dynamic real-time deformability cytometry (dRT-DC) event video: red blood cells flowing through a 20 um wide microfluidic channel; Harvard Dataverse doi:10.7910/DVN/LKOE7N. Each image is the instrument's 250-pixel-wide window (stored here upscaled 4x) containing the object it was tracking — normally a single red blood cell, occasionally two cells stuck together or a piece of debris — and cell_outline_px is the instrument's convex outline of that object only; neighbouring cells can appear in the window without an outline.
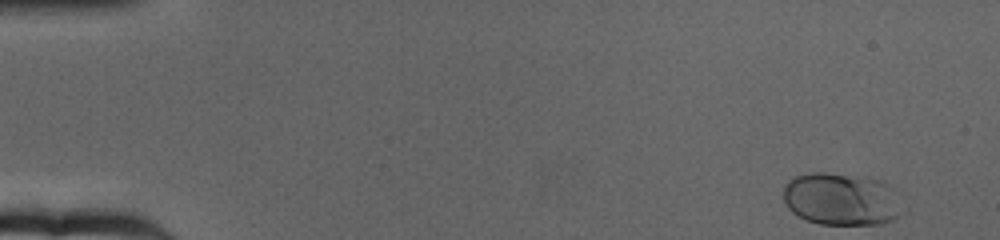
{"species": "human", "species_latin": "Homo sapiens", "temperature_condition": "cold", "stored_images_in_passage": 62, "camera_frame_rate_fps": 3000, "um_per_image_px": 0.085, "donor": {"sex": "female"}, "frame": {"image": 1, "passage_image": 1, "time_ms": 0.0, "image_size_px": [1000, 240], "cell_outline_px": [[908, 212], [896, 220], [880, 224], [820, 224], [796, 216], [788, 208], [784, 200], [784, 184], [788, 180], [796, 176], [812, 172], [824, 172], [872, 176], [888, 184], [892, 188], [908, 208]], "centroid_in_image_um": [71.63, 16.92], "position_along_channel_um": 13.4, "area_um2": 37.8}}
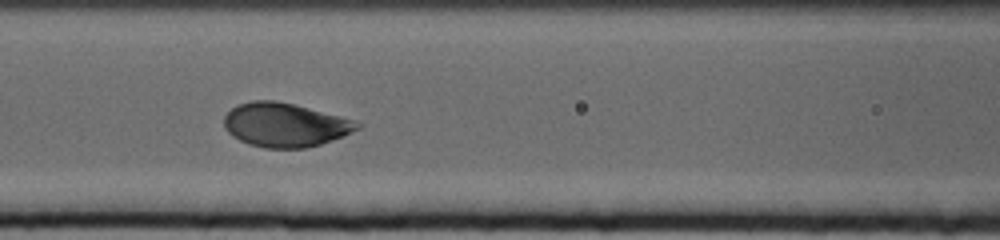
{"frame": {"image": 2, "passage_image": 26, "time_ms": 8.333, "image_size_px": [1000, 240], "cell_outline_px": [[364, 124], [360, 128], [344, 136], [320, 144], [304, 148], [264, 148], [248, 144], [232, 136], [224, 128], [224, 116], [236, 104], [252, 100], [276, 100], [356, 120]], "centroid_in_image_um": [24.22, 10.61], "position_along_channel_um": 142.4, "area_um2": 34.22}}
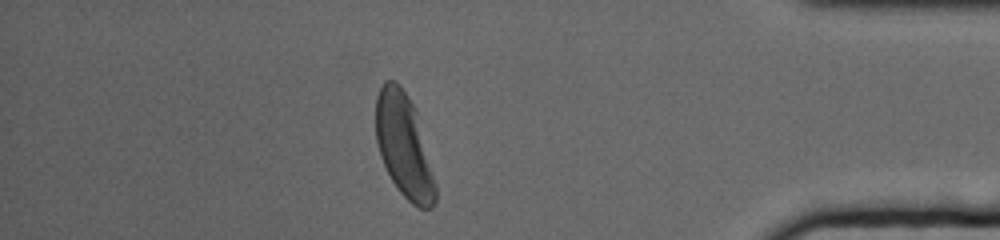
{"frame": {"image": 3, "passage_image": 54, "time_ms": 17.667, "image_size_px": [1000, 240], "cell_outline_px": [[436, 200], [432, 208], [420, 208], [412, 204], [396, 188], [380, 156], [376, 140], [376, 96], [384, 80], [396, 80], [400, 84], [412, 104], [416, 112], [436, 184]], "centroid_in_image_um": [34.32, 12.39], "position_along_channel_um": 400.9, "area_um2": 35.6}, "authors_computed_cell_mechanics": {"area_um2": 34.6222, "velocity_mm_per_s": 3.1264, "shape_relaxation_time_tau1_ms": 2.121, "shape_relaxation_time_tau2_ms": null, "deformation_change_tau1": 0.1236, "deformation_change_tau2": null}}